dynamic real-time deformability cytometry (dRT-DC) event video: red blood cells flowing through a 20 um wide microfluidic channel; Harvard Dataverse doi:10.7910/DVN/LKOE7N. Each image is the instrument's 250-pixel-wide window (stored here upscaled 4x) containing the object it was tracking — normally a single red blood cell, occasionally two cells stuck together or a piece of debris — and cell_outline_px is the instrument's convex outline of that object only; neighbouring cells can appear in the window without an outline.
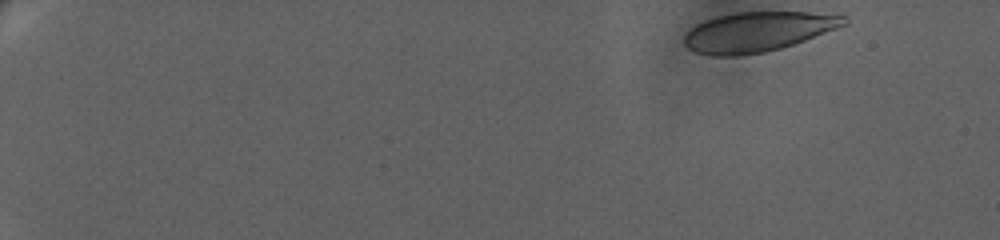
{"species": "human", "species_latin": "Homo sapiens", "temperature_condition": "warm", "stored_images_in_passage": 60, "camera_frame_rate_fps": 3000, "um_per_image_px": 0.085, "donor": {"sex": "female"}, "frame": {"image": 1, "passage_image": 1, "time_ms": 0.0, "image_size_px": [1000, 240], "cell_outline_px": [[848, 24], [804, 40], [780, 48], [764, 52], [736, 56], [712, 56], [696, 52], [688, 48], [684, 44], [684, 36], [688, 28], [704, 20], [716, 16], [736, 12], [808, 12], [848, 16]], "centroid_in_image_um": [64.37, 2.69], "position_along_channel_um": 20.6, "area_um2": 37.11}}
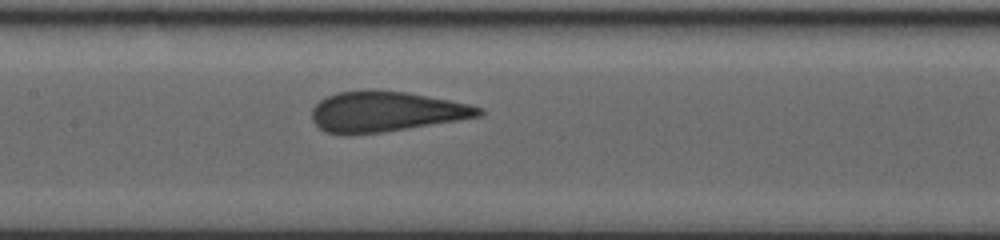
{"frame": {"image": 2, "passage_image": 31, "time_ms": 10.0, "image_size_px": [1000, 240], "cell_outline_px": [[484, 112], [480, 116], [456, 120], [380, 132], [348, 136], [340, 136], [324, 132], [312, 120], [312, 108], [320, 100], [336, 92], [364, 88], [368, 88], [408, 92], [468, 104], [484, 108]], "centroid_in_image_um": [32.71, 9.47], "position_along_channel_um": 174.7, "area_um2": 39.59}}
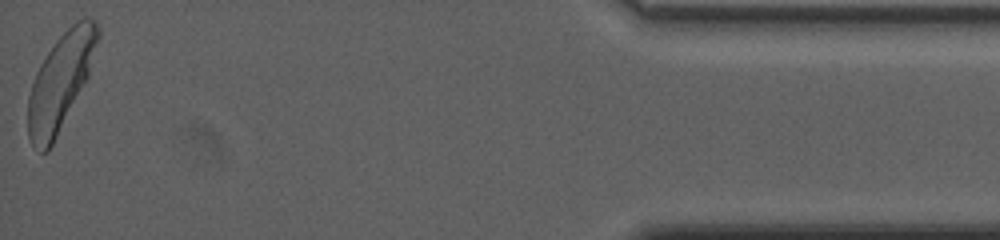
{"frame": {"image": 3, "passage_image": 60, "time_ms": 19.667, "image_size_px": [1000, 240], "cell_outline_px": [[100, 36], [88, 76], [48, 152], [40, 152], [32, 144], [28, 136], [28, 96], [36, 72], [40, 64], [56, 40], [76, 20], [88, 16], [96, 20], [100, 28]], "centroid_in_image_um": [5.16, 6.9], "position_along_channel_um": 430.0, "area_um2": 38.73}, "authors_computed_cell_mechanics": {"area_um2": 39.0728, "velocity_mm_per_s": 3.3202, "shape_relaxation_time_tau1_ms": 3.9715, "shape_relaxation_time_tau2_ms": null, "deformation_change_tau1": 0.1542, "deformation_change_tau2": null}}